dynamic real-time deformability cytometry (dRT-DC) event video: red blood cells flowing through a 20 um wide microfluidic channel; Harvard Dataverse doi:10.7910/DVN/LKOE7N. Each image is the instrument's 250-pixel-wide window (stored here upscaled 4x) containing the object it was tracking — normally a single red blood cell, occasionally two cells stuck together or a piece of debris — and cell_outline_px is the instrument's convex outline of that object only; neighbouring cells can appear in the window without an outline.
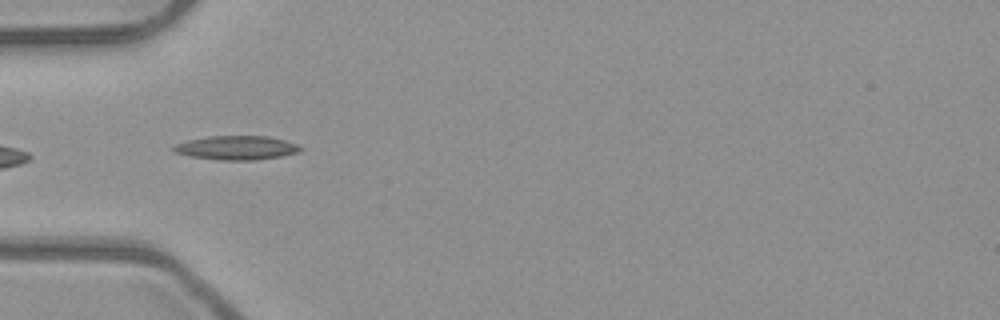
{"species": "common noctule bat (a hibernating species)", "species_latin": "Nyctalus noctula", "temperature_condition": "room temperature", "stored_images_in_passage": 3, "camera_frame_rate_fps": 3000, "um_per_image_px": 0.085, "animal": {"sex": "male", "body_mass_g": 23.1, "forearm_length_mm": 52.7}, "frame": {"image": 1, "passage_image": 3, "time_ms": 0.667, "image_size_px": [1000, 320], "cell_outline_px": [[304, 148], [300, 152], [280, 156], [256, 160], [220, 160], [188, 156], [172, 152], [172, 148], [176, 144], [188, 140], [208, 136], [268, 136], [284, 140], [296, 144]], "centroid_in_image_um": [20.09, 12.56], "position_along_channel_um": 64.9, "area_um2": 17.8}}